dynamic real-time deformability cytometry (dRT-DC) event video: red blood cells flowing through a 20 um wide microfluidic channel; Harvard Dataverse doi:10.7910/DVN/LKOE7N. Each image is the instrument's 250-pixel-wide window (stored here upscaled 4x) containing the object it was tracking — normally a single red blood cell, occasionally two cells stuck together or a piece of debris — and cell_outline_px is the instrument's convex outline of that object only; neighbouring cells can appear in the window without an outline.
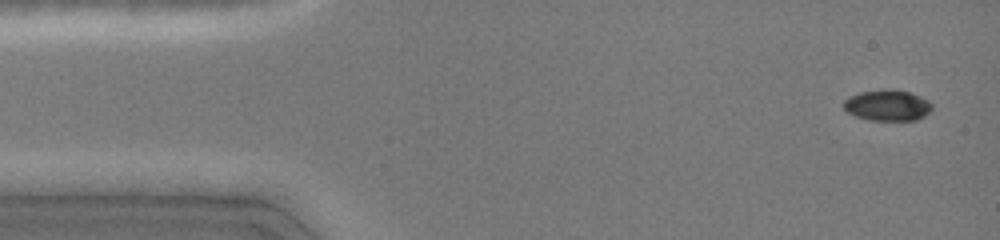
{"species": "common noctule bat (a hibernating species)", "species_latin": "Nyctalus noctula", "temperature_condition": "cold", "stored_images_in_passage": 11, "camera_frame_rate_fps": 3000, "um_per_image_px": 0.085, "animal": {"sex": "female", "body_mass_g": 19.0, "forearm_length_mm": 51.5}, "frame": {"image": 1, "passage_image": 1, "time_ms": 0.0, "image_size_px": [1000, 240], "cell_outline_px": [[932, 108], [924, 116], [916, 120], [868, 120], [856, 116], [848, 112], [844, 108], [844, 100], [848, 96], [860, 92], [888, 88], [892, 88], [908, 92], [920, 96], [928, 100], [932, 104]], "centroid_in_image_um": [75.42, 8.94], "position_along_channel_um": 9.6, "area_um2": 16.01}}